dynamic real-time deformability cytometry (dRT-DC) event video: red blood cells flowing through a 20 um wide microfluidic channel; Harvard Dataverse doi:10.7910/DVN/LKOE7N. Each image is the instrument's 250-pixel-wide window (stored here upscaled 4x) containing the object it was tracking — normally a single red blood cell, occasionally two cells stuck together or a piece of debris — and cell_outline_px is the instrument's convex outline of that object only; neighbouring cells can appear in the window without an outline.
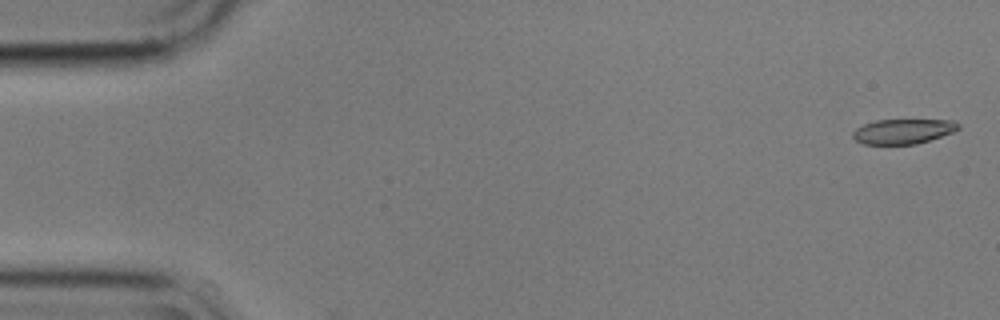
{"species": "common noctule bat (a hibernating species)", "species_latin": "Nyctalus noctula", "temperature_condition": "cold", "stored_images_in_passage": 40, "camera_frame_rate_fps": 3000, "um_per_image_px": 0.085, "animal": {"sex": "male", "body_mass_g": 17.9}, "frame": {"image": 1, "passage_image": 2, "time_ms": 0.333, "image_size_px": [1000, 320], "cell_outline_px": [[960, 128], [952, 132], [916, 144], [864, 144], [856, 140], [852, 136], [852, 132], [856, 128], [864, 124], [876, 120], [956, 120], [960, 124]], "centroid_in_image_um": [76.76, 11.15], "position_along_channel_um": 8.2, "area_um2": 15.2}}
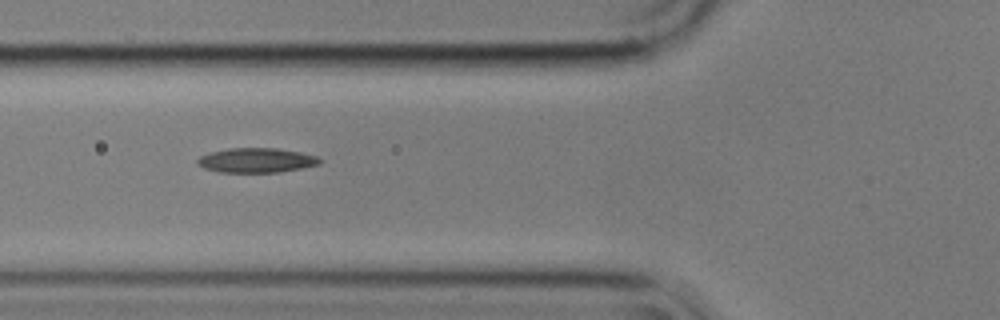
{"frame": {"image": 2, "passage_image": 21, "time_ms": 6.667, "image_size_px": [1000, 320], "cell_outline_px": [[324, 160], [320, 164], [280, 172], [220, 172], [204, 168], [196, 164], [196, 160], [200, 156], [208, 152], [228, 148], [276, 148], [300, 152], [316, 156]], "centroid_in_image_um": [21.77, 13.62], "position_along_channel_um": 104.0, "area_um2": 17.63}}
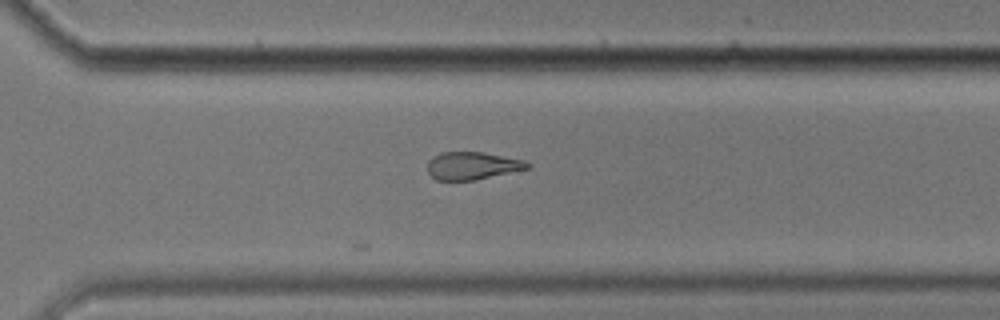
{"frame": {"image": 3, "passage_image": 40, "time_ms": 13.0, "image_size_px": [1000, 320], "cell_outline_px": [[532, 168], [476, 180], [436, 180], [428, 172], [428, 160], [440, 152], [484, 152], [524, 160], [532, 164]], "centroid_in_image_um": [40.19, 14.09], "position_along_channel_um": 330.4, "area_um2": 16.3}}